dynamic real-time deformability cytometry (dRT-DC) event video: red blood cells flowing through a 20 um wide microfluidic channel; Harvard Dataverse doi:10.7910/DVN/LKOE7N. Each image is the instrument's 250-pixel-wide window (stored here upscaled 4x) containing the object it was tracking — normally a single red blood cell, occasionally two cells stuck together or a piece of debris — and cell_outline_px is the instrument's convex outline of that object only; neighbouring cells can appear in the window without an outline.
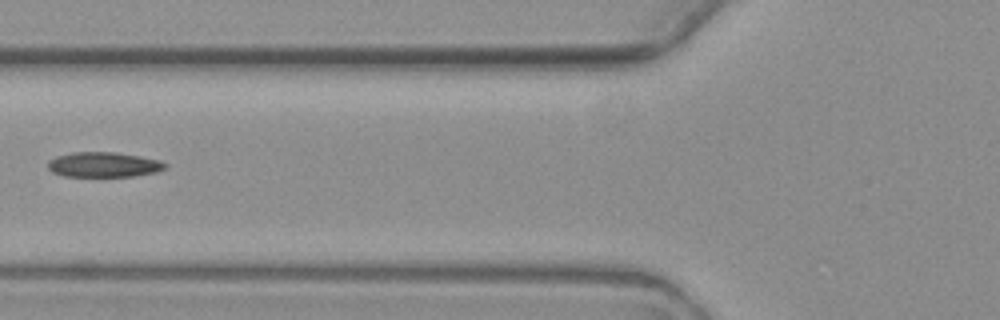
{"species": "common noctule bat (a hibernating species)", "species_latin": "Nyctalus noctula", "temperature_condition": "warm", "stored_images_in_passage": 5, "camera_frame_rate_fps": 3000, "um_per_image_px": 0.085, "animal": {"sex": "female", "body_mass_g": 19.3, "forearm_length_mm": 54.1}, "frame": {"image": 1, "passage_image": 4, "time_ms": 4.667, "image_size_px": [1000, 320], "cell_outline_px": [[168, 164], [164, 168], [156, 172], [132, 176], [64, 176], [52, 172], [48, 168], [48, 160], [56, 156], [72, 152], [116, 152], [140, 156], [160, 160]], "centroid_in_image_um": [8.79, 13.98], "position_along_channel_um": 117.0, "area_um2": 17.11}}
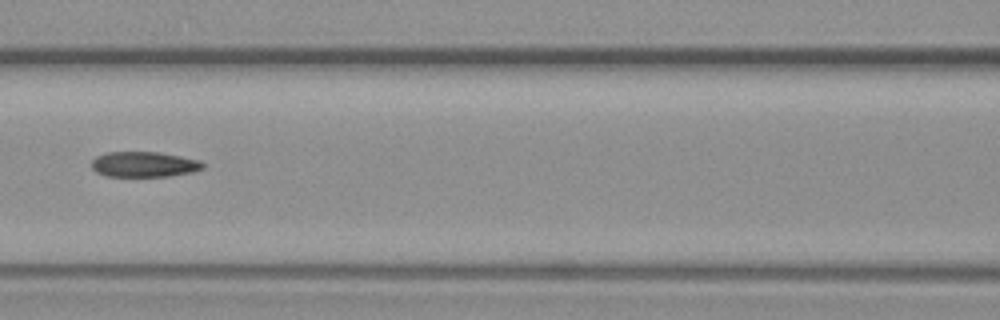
{"frame": {"image": 2, "passage_image": 5, "time_ms": 5.667, "image_size_px": [1000, 320], "cell_outline_px": [[204, 168], [192, 172], [168, 176], [108, 176], [96, 172], [92, 168], [92, 160], [96, 156], [108, 152], [160, 152], [200, 160], [204, 164]], "centroid_in_image_um": [12.25, 13.96], "position_along_channel_um": 154.4, "area_um2": 16.42}}